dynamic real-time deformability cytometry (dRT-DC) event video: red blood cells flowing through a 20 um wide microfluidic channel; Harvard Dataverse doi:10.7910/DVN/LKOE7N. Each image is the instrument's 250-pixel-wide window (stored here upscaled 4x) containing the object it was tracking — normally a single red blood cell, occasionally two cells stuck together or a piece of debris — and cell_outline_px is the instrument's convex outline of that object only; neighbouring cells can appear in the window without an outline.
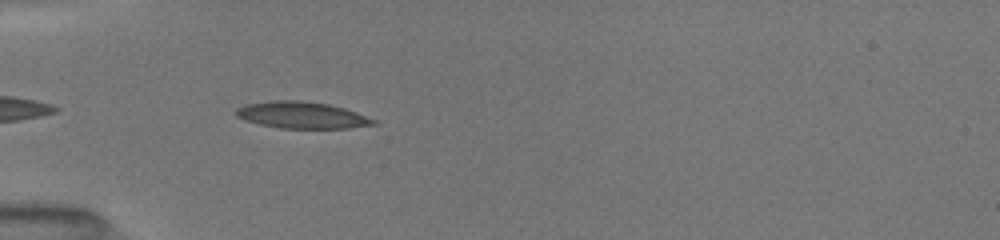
{"species": "common noctule bat (a hibernating species)", "species_latin": "Nyctalus noctula", "temperature_condition": "room temperature", "stored_images_in_passage": 25, "camera_frame_rate_fps": 3000, "um_per_image_px": 0.085, "animal": {"sex": "female", "body_mass_g": 19.5, "forearm_length_mm": 54.1}, "frame": {"image": 1, "passage_image": 3, "time_ms": 0.667, "image_size_px": [1000, 240], "cell_outline_px": [[376, 124], [348, 128], [280, 128], [260, 124], [244, 120], [236, 116], [236, 108], [244, 104], [272, 100], [300, 100], [328, 104], [344, 108], [356, 112], [376, 120]], "centroid_in_image_um": [25.62, 9.77], "position_along_channel_um": 59.4, "area_um2": 21.33}}
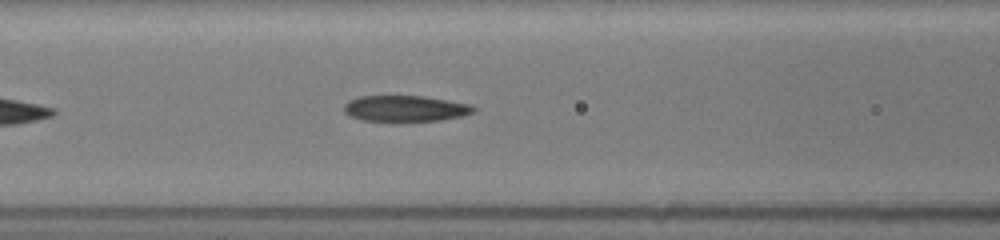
{"frame": {"image": 2, "passage_image": 9, "time_ms": 2.667, "image_size_px": [1000, 240], "cell_outline_px": [[476, 112], [460, 116], [440, 120], [400, 124], [396, 124], [360, 120], [348, 116], [344, 112], [344, 104], [348, 100], [360, 96], [424, 96], [448, 100], [468, 104], [476, 108]], "centroid_in_image_um": [34.38, 9.27], "position_along_channel_um": 132.2, "area_um2": 20.63}}
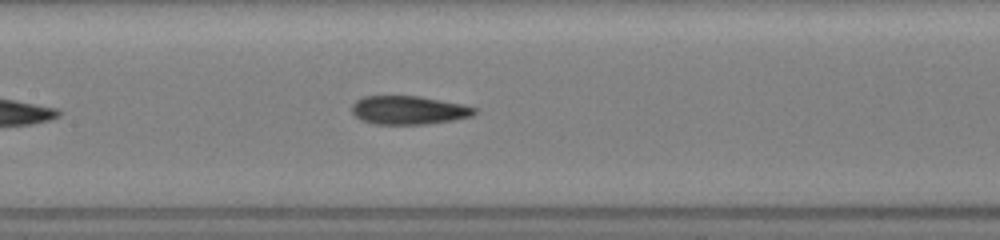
{"frame": {"image": 3, "passage_image": 12, "time_ms": 3.667, "image_size_px": [1000, 240], "cell_outline_px": [[476, 112], [472, 116], [452, 120], [428, 124], [376, 124], [360, 120], [352, 112], [352, 104], [356, 100], [364, 96], [420, 96], [464, 104], [476, 108]], "centroid_in_image_um": [34.74, 9.36], "position_along_channel_um": 172.7, "area_um2": 20.46}}